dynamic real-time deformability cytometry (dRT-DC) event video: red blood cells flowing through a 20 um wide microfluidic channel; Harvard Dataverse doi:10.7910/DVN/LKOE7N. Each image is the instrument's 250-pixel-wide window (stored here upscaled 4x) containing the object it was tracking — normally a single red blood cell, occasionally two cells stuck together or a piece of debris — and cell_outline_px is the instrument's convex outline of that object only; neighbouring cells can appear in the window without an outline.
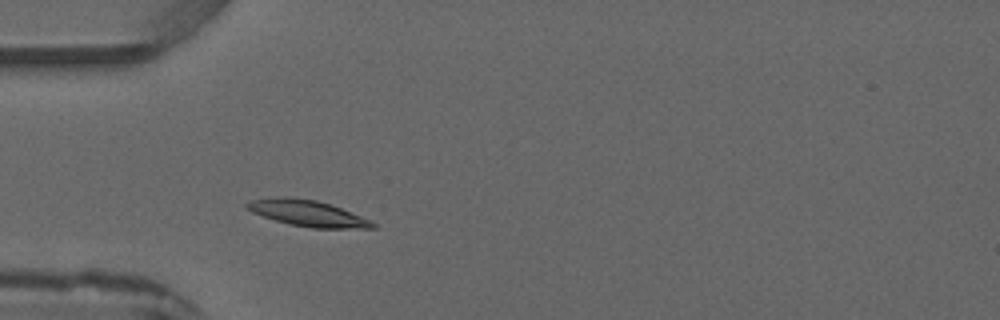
{"species": "common noctule bat (a hibernating species)", "species_latin": "Nyctalus noctula", "temperature_condition": "warm", "stored_images_in_passage": 2, "camera_frame_rate_fps": 3000, "um_per_image_px": 0.085, "animal": {"sex": "male", "forearm_length_mm": 52.5}, "frame": {"image": 1, "passage_image": 2, "time_ms": 1.0, "image_size_px": [1000, 320], "cell_outline_px": [[376, 228], [312, 228], [288, 224], [252, 212], [244, 208], [244, 204], [252, 200], [276, 196], [288, 196], [316, 200], [340, 208], [372, 220], [376, 224]], "centroid_in_image_um": [26.12, 18.12], "position_along_channel_um": 58.9, "area_um2": 19.13}}